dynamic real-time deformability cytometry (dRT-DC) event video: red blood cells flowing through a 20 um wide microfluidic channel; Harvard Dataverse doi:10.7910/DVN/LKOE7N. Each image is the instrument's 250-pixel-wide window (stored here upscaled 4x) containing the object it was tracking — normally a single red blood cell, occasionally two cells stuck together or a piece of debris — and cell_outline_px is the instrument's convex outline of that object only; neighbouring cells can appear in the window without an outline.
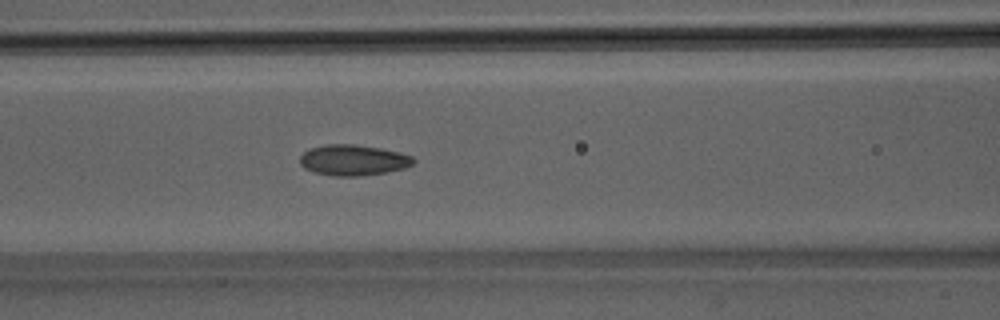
{"species": "Egyptian fruit bat (a non-hibernating species)", "species_latin": "Rousettus aegyptiacus", "temperature_condition": "room temperature", "stored_images_in_passage": 50, "camera_frame_rate_fps": 3000, "um_per_image_px": 0.085, "animal": {"sex": "male"}, "frame": {"image": 1, "passage_image": 22, "time_ms": 7.0, "image_size_px": [1000, 320], "cell_outline_px": [[416, 160], [412, 164], [404, 168], [388, 172], [360, 176], [332, 176], [316, 172], [304, 168], [300, 164], [300, 156], [308, 148], [328, 144], [352, 144], [380, 148], [400, 152], [412, 156]], "centroid_in_image_um": [30.02, 13.61], "position_along_channel_um": 136.6, "area_um2": 20.4}}
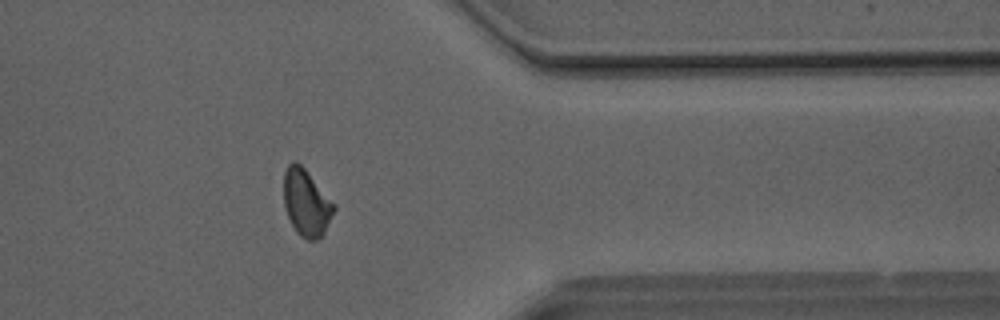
{"frame": {"image": 2, "passage_image": 41, "time_ms": 13.333, "image_size_px": [1000, 320], "cell_outline_px": [[336, 208], [324, 232], [316, 240], [308, 240], [300, 236], [296, 232], [284, 208], [284, 172], [288, 164], [292, 160], [296, 160], [304, 168], [336, 204]], "centroid_in_image_um": [26.03, 17.22], "position_along_channel_um": 385.4, "area_um2": 19.54}}
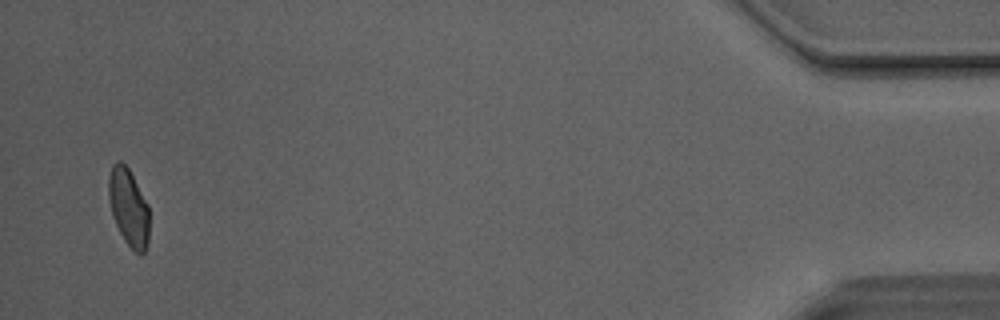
{"frame": {"image": 3, "passage_image": 49, "time_ms": 16.0, "image_size_px": [1000, 320], "cell_outline_px": [[148, 240], [144, 252], [136, 252], [124, 240], [112, 216], [108, 200], [108, 176], [112, 164], [116, 160], [120, 160], [128, 168], [148, 204]], "centroid_in_image_um": [10.9, 17.57], "position_along_channel_um": 424.3, "area_um2": 18.21}, "authors_computed_cell_mechanics": {"area_um2": 19.7387, "velocity_mm_per_s": 4.1381, "shape_relaxation_time_tau1_ms": 5.3753, "shape_relaxation_time_tau2_ms": 1.8433, "deformation_change_tau1": 0.1098, "deformation_change_tau2": 0.0787}}